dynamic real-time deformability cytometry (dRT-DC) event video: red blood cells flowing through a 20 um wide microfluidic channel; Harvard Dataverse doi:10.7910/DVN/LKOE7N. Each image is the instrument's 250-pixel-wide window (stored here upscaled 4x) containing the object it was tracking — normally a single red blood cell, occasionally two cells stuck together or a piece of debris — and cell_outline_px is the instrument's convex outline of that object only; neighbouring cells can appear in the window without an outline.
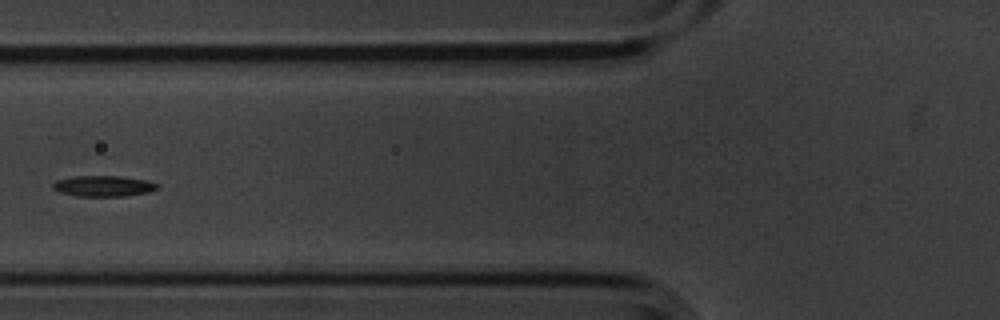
{"species": "common noctule bat (a hibernating species)", "species_latin": "Nyctalus noctula", "temperature_condition": "cold", "stored_images_in_passage": 9, "camera_frame_rate_fps": 3000, "um_per_image_px": 0.085, "animal": {"sex": "male", "body_mass_g": 20.1, "forearm_length_mm": 53.5}, "frame": {"image": 1, "passage_image": 7, "time_ms": 2.0, "image_size_px": [1000, 320], "cell_outline_px": [[160, 184], [156, 188], [148, 192], [124, 196], [76, 196], [60, 192], [52, 188], [52, 184], [56, 180], [72, 176], [120, 176], [148, 180]], "centroid_in_image_um": [8.77, 15.8], "position_along_channel_um": 117.0, "area_um2": 12.72}}
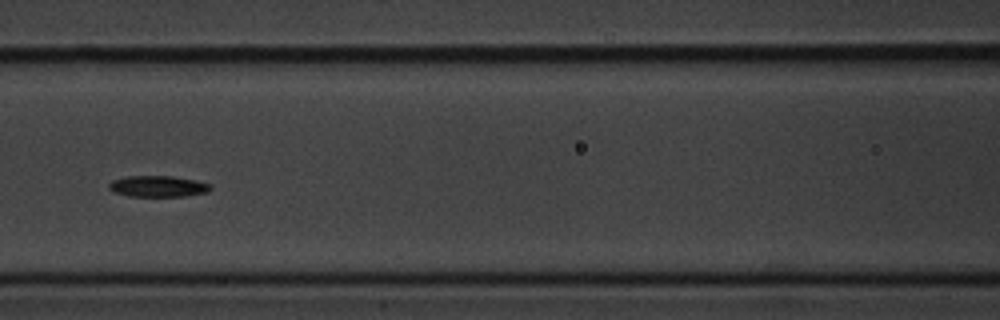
{"frame": {"image": 2, "passage_image": 8, "time_ms": 2.333, "image_size_px": [1000, 320], "cell_outline_px": [[212, 188], [208, 192], [184, 196], [128, 196], [112, 192], [108, 188], [108, 184], [112, 180], [128, 176], [172, 176], [212, 184]], "centroid_in_image_um": [13.4, 15.84], "position_along_channel_um": 153.2, "area_um2": 12.54}}
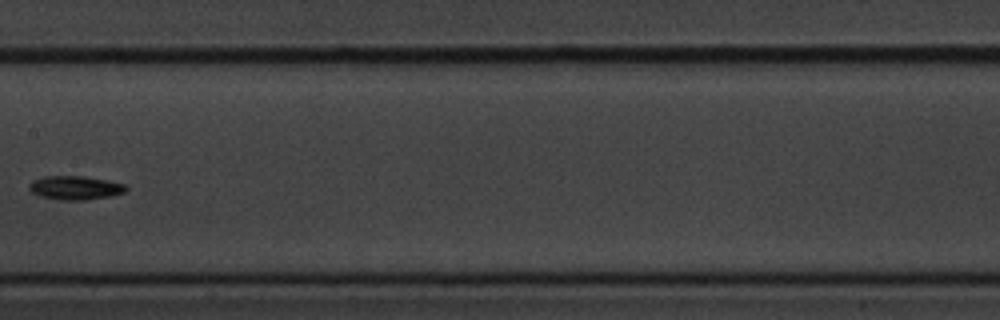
{"frame": {"image": 3, "passage_image": 9, "time_ms": 2.667, "image_size_px": [1000, 320], "cell_outline_px": [[128, 188], [124, 192], [112, 196], [88, 200], [60, 200], [40, 196], [32, 192], [28, 188], [28, 184], [32, 180], [44, 176], [84, 176], [108, 180], [124, 184]], "centroid_in_image_um": [6.38, 15.96], "position_along_channel_um": 201.0, "area_um2": 13.58}}